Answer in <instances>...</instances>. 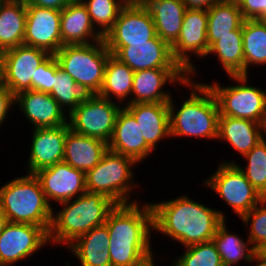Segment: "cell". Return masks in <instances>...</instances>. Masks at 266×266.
<instances>
[{
  "instance_id": "cell-1",
  "label": "cell",
  "mask_w": 266,
  "mask_h": 266,
  "mask_svg": "<svg viewBox=\"0 0 266 266\" xmlns=\"http://www.w3.org/2000/svg\"><path fill=\"white\" fill-rule=\"evenodd\" d=\"M105 225L112 266H146L156 260L151 250L154 231L151 202L116 205Z\"/></svg>"
},
{
  "instance_id": "cell-2",
  "label": "cell",
  "mask_w": 266,
  "mask_h": 266,
  "mask_svg": "<svg viewBox=\"0 0 266 266\" xmlns=\"http://www.w3.org/2000/svg\"><path fill=\"white\" fill-rule=\"evenodd\" d=\"M185 194L168 201L151 202L154 231L183 248L211 241L218 225L226 220L222 210L205 206Z\"/></svg>"
},
{
  "instance_id": "cell-3",
  "label": "cell",
  "mask_w": 266,
  "mask_h": 266,
  "mask_svg": "<svg viewBox=\"0 0 266 266\" xmlns=\"http://www.w3.org/2000/svg\"><path fill=\"white\" fill-rule=\"evenodd\" d=\"M182 86L191 90L188 99L182 101L181 107L174 104L171 97L169 105L170 136L204 138L216 140L218 138L219 106L213 91L205 82H197L192 78Z\"/></svg>"
},
{
  "instance_id": "cell-4",
  "label": "cell",
  "mask_w": 266,
  "mask_h": 266,
  "mask_svg": "<svg viewBox=\"0 0 266 266\" xmlns=\"http://www.w3.org/2000/svg\"><path fill=\"white\" fill-rule=\"evenodd\" d=\"M59 205L62 209L57 212L54 209L52 213L48 240L50 245L68 247L82 234L104 225L117 204L101 193L86 191Z\"/></svg>"
},
{
  "instance_id": "cell-5",
  "label": "cell",
  "mask_w": 266,
  "mask_h": 266,
  "mask_svg": "<svg viewBox=\"0 0 266 266\" xmlns=\"http://www.w3.org/2000/svg\"><path fill=\"white\" fill-rule=\"evenodd\" d=\"M0 210L8 222L40 226L47 233L50 230L53 207L34 174L15 177L0 187Z\"/></svg>"
},
{
  "instance_id": "cell-6",
  "label": "cell",
  "mask_w": 266,
  "mask_h": 266,
  "mask_svg": "<svg viewBox=\"0 0 266 266\" xmlns=\"http://www.w3.org/2000/svg\"><path fill=\"white\" fill-rule=\"evenodd\" d=\"M136 164L132 158L108 149L100 162L85 173L87 191L101 193L117 205L138 202L130 199L132 190L140 185L134 183Z\"/></svg>"
},
{
  "instance_id": "cell-7",
  "label": "cell",
  "mask_w": 266,
  "mask_h": 266,
  "mask_svg": "<svg viewBox=\"0 0 266 266\" xmlns=\"http://www.w3.org/2000/svg\"><path fill=\"white\" fill-rule=\"evenodd\" d=\"M110 54L104 40H101L90 44L64 45L54 55L59 67L77 84L86 85L98 94Z\"/></svg>"
},
{
  "instance_id": "cell-8",
  "label": "cell",
  "mask_w": 266,
  "mask_h": 266,
  "mask_svg": "<svg viewBox=\"0 0 266 266\" xmlns=\"http://www.w3.org/2000/svg\"><path fill=\"white\" fill-rule=\"evenodd\" d=\"M235 85L221 86L206 83L213 91L219 106V116L249 119L266 127V90L248 83V75L229 76Z\"/></svg>"
},
{
  "instance_id": "cell-9",
  "label": "cell",
  "mask_w": 266,
  "mask_h": 266,
  "mask_svg": "<svg viewBox=\"0 0 266 266\" xmlns=\"http://www.w3.org/2000/svg\"><path fill=\"white\" fill-rule=\"evenodd\" d=\"M203 182L202 185L214 190L239 218L264 199L236 164L219 163L216 171Z\"/></svg>"
},
{
  "instance_id": "cell-10",
  "label": "cell",
  "mask_w": 266,
  "mask_h": 266,
  "mask_svg": "<svg viewBox=\"0 0 266 266\" xmlns=\"http://www.w3.org/2000/svg\"><path fill=\"white\" fill-rule=\"evenodd\" d=\"M116 101L95 94L90 100L79 104L68 114L71 131L94 137L109 143L119 111L123 107Z\"/></svg>"
},
{
  "instance_id": "cell-11",
  "label": "cell",
  "mask_w": 266,
  "mask_h": 266,
  "mask_svg": "<svg viewBox=\"0 0 266 266\" xmlns=\"http://www.w3.org/2000/svg\"><path fill=\"white\" fill-rule=\"evenodd\" d=\"M208 14L204 9H186L177 41L171 46L173 58L194 79L197 68L191 56L206 58Z\"/></svg>"
},
{
  "instance_id": "cell-12",
  "label": "cell",
  "mask_w": 266,
  "mask_h": 266,
  "mask_svg": "<svg viewBox=\"0 0 266 266\" xmlns=\"http://www.w3.org/2000/svg\"><path fill=\"white\" fill-rule=\"evenodd\" d=\"M155 36V25L149 10L143 4L129 0L103 40L106 47H124L130 46V43H148Z\"/></svg>"
},
{
  "instance_id": "cell-13",
  "label": "cell",
  "mask_w": 266,
  "mask_h": 266,
  "mask_svg": "<svg viewBox=\"0 0 266 266\" xmlns=\"http://www.w3.org/2000/svg\"><path fill=\"white\" fill-rule=\"evenodd\" d=\"M47 245L48 233L42 227L8 222L0 233V265L15 266Z\"/></svg>"
},
{
  "instance_id": "cell-14",
  "label": "cell",
  "mask_w": 266,
  "mask_h": 266,
  "mask_svg": "<svg viewBox=\"0 0 266 266\" xmlns=\"http://www.w3.org/2000/svg\"><path fill=\"white\" fill-rule=\"evenodd\" d=\"M50 54L45 50L20 45L4 51L3 85L15 96L32 89V77Z\"/></svg>"
},
{
  "instance_id": "cell-15",
  "label": "cell",
  "mask_w": 266,
  "mask_h": 266,
  "mask_svg": "<svg viewBox=\"0 0 266 266\" xmlns=\"http://www.w3.org/2000/svg\"><path fill=\"white\" fill-rule=\"evenodd\" d=\"M109 52L134 72L147 69H183L173 58L171 46L157 35L148 43L107 47Z\"/></svg>"
},
{
  "instance_id": "cell-16",
  "label": "cell",
  "mask_w": 266,
  "mask_h": 266,
  "mask_svg": "<svg viewBox=\"0 0 266 266\" xmlns=\"http://www.w3.org/2000/svg\"><path fill=\"white\" fill-rule=\"evenodd\" d=\"M34 175L39 180L51 207L52 202L60 204L83 195L87 191L85 172L64 161L41 169Z\"/></svg>"
},
{
  "instance_id": "cell-17",
  "label": "cell",
  "mask_w": 266,
  "mask_h": 266,
  "mask_svg": "<svg viewBox=\"0 0 266 266\" xmlns=\"http://www.w3.org/2000/svg\"><path fill=\"white\" fill-rule=\"evenodd\" d=\"M26 15L24 45L36 47L54 55L62 47L61 11L27 5Z\"/></svg>"
},
{
  "instance_id": "cell-18",
  "label": "cell",
  "mask_w": 266,
  "mask_h": 266,
  "mask_svg": "<svg viewBox=\"0 0 266 266\" xmlns=\"http://www.w3.org/2000/svg\"><path fill=\"white\" fill-rule=\"evenodd\" d=\"M189 79L184 69H147L134 72L131 91V104L169 102L171 92L165 91V85H182ZM134 96V97H133Z\"/></svg>"
},
{
  "instance_id": "cell-19",
  "label": "cell",
  "mask_w": 266,
  "mask_h": 266,
  "mask_svg": "<svg viewBox=\"0 0 266 266\" xmlns=\"http://www.w3.org/2000/svg\"><path fill=\"white\" fill-rule=\"evenodd\" d=\"M69 130L68 124L32 130L27 174H34L41 169L63 162L64 143Z\"/></svg>"
},
{
  "instance_id": "cell-20",
  "label": "cell",
  "mask_w": 266,
  "mask_h": 266,
  "mask_svg": "<svg viewBox=\"0 0 266 266\" xmlns=\"http://www.w3.org/2000/svg\"><path fill=\"white\" fill-rule=\"evenodd\" d=\"M16 105L27 121L33 125V129L68 124L67 112L49 93L32 89L23 91L15 96Z\"/></svg>"
},
{
  "instance_id": "cell-21",
  "label": "cell",
  "mask_w": 266,
  "mask_h": 266,
  "mask_svg": "<svg viewBox=\"0 0 266 266\" xmlns=\"http://www.w3.org/2000/svg\"><path fill=\"white\" fill-rule=\"evenodd\" d=\"M108 149L132 158L138 165L154 151L146 142L134 116L123 106L118 113Z\"/></svg>"
},
{
  "instance_id": "cell-22",
  "label": "cell",
  "mask_w": 266,
  "mask_h": 266,
  "mask_svg": "<svg viewBox=\"0 0 266 266\" xmlns=\"http://www.w3.org/2000/svg\"><path fill=\"white\" fill-rule=\"evenodd\" d=\"M124 107L134 116L145 142L153 150L160 141L171 137L168 102L134 103Z\"/></svg>"
},
{
  "instance_id": "cell-23",
  "label": "cell",
  "mask_w": 266,
  "mask_h": 266,
  "mask_svg": "<svg viewBox=\"0 0 266 266\" xmlns=\"http://www.w3.org/2000/svg\"><path fill=\"white\" fill-rule=\"evenodd\" d=\"M60 23L62 46L90 44L103 40L80 0L69 3L61 10Z\"/></svg>"
},
{
  "instance_id": "cell-24",
  "label": "cell",
  "mask_w": 266,
  "mask_h": 266,
  "mask_svg": "<svg viewBox=\"0 0 266 266\" xmlns=\"http://www.w3.org/2000/svg\"><path fill=\"white\" fill-rule=\"evenodd\" d=\"M265 133L264 125L249 119L229 116L218 118L217 140L229 143L241 157L251 151L265 137Z\"/></svg>"
},
{
  "instance_id": "cell-25",
  "label": "cell",
  "mask_w": 266,
  "mask_h": 266,
  "mask_svg": "<svg viewBox=\"0 0 266 266\" xmlns=\"http://www.w3.org/2000/svg\"><path fill=\"white\" fill-rule=\"evenodd\" d=\"M107 150L108 143L105 141L69 130L64 143L63 161L86 173L100 162Z\"/></svg>"
},
{
  "instance_id": "cell-26",
  "label": "cell",
  "mask_w": 266,
  "mask_h": 266,
  "mask_svg": "<svg viewBox=\"0 0 266 266\" xmlns=\"http://www.w3.org/2000/svg\"><path fill=\"white\" fill-rule=\"evenodd\" d=\"M107 226L101 225L82 234L66 249L77 257L80 266H112Z\"/></svg>"
},
{
  "instance_id": "cell-27",
  "label": "cell",
  "mask_w": 266,
  "mask_h": 266,
  "mask_svg": "<svg viewBox=\"0 0 266 266\" xmlns=\"http://www.w3.org/2000/svg\"><path fill=\"white\" fill-rule=\"evenodd\" d=\"M144 6L152 16L156 35L172 46L179 37L185 4L182 0H148Z\"/></svg>"
},
{
  "instance_id": "cell-28",
  "label": "cell",
  "mask_w": 266,
  "mask_h": 266,
  "mask_svg": "<svg viewBox=\"0 0 266 266\" xmlns=\"http://www.w3.org/2000/svg\"><path fill=\"white\" fill-rule=\"evenodd\" d=\"M207 41L210 48L216 36L242 35L244 18L236 0H221L207 10Z\"/></svg>"
},
{
  "instance_id": "cell-29",
  "label": "cell",
  "mask_w": 266,
  "mask_h": 266,
  "mask_svg": "<svg viewBox=\"0 0 266 266\" xmlns=\"http://www.w3.org/2000/svg\"><path fill=\"white\" fill-rule=\"evenodd\" d=\"M133 78L134 71L110 54L105 67L103 84L97 95L111 101L115 98L120 105L123 102H126L124 105L131 104Z\"/></svg>"
},
{
  "instance_id": "cell-30",
  "label": "cell",
  "mask_w": 266,
  "mask_h": 266,
  "mask_svg": "<svg viewBox=\"0 0 266 266\" xmlns=\"http://www.w3.org/2000/svg\"><path fill=\"white\" fill-rule=\"evenodd\" d=\"M213 242L220 254L223 266H237L239 261L251 262L254 255L258 252L250 246L248 238L233 234L227 229L226 220H223L217 227L213 237Z\"/></svg>"
},
{
  "instance_id": "cell-31",
  "label": "cell",
  "mask_w": 266,
  "mask_h": 266,
  "mask_svg": "<svg viewBox=\"0 0 266 266\" xmlns=\"http://www.w3.org/2000/svg\"><path fill=\"white\" fill-rule=\"evenodd\" d=\"M26 5L0 3V50L24 44Z\"/></svg>"
},
{
  "instance_id": "cell-32",
  "label": "cell",
  "mask_w": 266,
  "mask_h": 266,
  "mask_svg": "<svg viewBox=\"0 0 266 266\" xmlns=\"http://www.w3.org/2000/svg\"><path fill=\"white\" fill-rule=\"evenodd\" d=\"M244 52V75L249 67L266 65V22L263 19H248L242 24ZM257 65V66H256Z\"/></svg>"
},
{
  "instance_id": "cell-33",
  "label": "cell",
  "mask_w": 266,
  "mask_h": 266,
  "mask_svg": "<svg viewBox=\"0 0 266 266\" xmlns=\"http://www.w3.org/2000/svg\"><path fill=\"white\" fill-rule=\"evenodd\" d=\"M215 55L228 76L244 75V52L242 35L216 36V42L206 55Z\"/></svg>"
},
{
  "instance_id": "cell-34",
  "label": "cell",
  "mask_w": 266,
  "mask_h": 266,
  "mask_svg": "<svg viewBox=\"0 0 266 266\" xmlns=\"http://www.w3.org/2000/svg\"><path fill=\"white\" fill-rule=\"evenodd\" d=\"M49 94L59 103L65 112L67 110L68 114L79 104L87 102L95 95L86 85L77 84L60 67L55 73L53 87Z\"/></svg>"
},
{
  "instance_id": "cell-35",
  "label": "cell",
  "mask_w": 266,
  "mask_h": 266,
  "mask_svg": "<svg viewBox=\"0 0 266 266\" xmlns=\"http://www.w3.org/2000/svg\"><path fill=\"white\" fill-rule=\"evenodd\" d=\"M243 158L247 161L245 167L234 160H231L232 162L222 160L221 163L236 164L257 192L266 198V133L265 137Z\"/></svg>"
},
{
  "instance_id": "cell-36",
  "label": "cell",
  "mask_w": 266,
  "mask_h": 266,
  "mask_svg": "<svg viewBox=\"0 0 266 266\" xmlns=\"http://www.w3.org/2000/svg\"><path fill=\"white\" fill-rule=\"evenodd\" d=\"M86 7L95 29L104 37L129 0H80Z\"/></svg>"
},
{
  "instance_id": "cell-37",
  "label": "cell",
  "mask_w": 266,
  "mask_h": 266,
  "mask_svg": "<svg viewBox=\"0 0 266 266\" xmlns=\"http://www.w3.org/2000/svg\"><path fill=\"white\" fill-rule=\"evenodd\" d=\"M185 251L171 266H223L213 240L184 247Z\"/></svg>"
},
{
  "instance_id": "cell-38",
  "label": "cell",
  "mask_w": 266,
  "mask_h": 266,
  "mask_svg": "<svg viewBox=\"0 0 266 266\" xmlns=\"http://www.w3.org/2000/svg\"><path fill=\"white\" fill-rule=\"evenodd\" d=\"M240 219L243 225L250 229L247 238L251 246L259 251L266 245V198Z\"/></svg>"
},
{
  "instance_id": "cell-39",
  "label": "cell",
  "mask_w": 266,
  "mask_h": 266,
  "mask_svg": "<svg viewBox=\"0 0 266 266\" xmlns=\"http://www.w3.org/2000/svg\"><path fill=\"white\" fill-rule=\"evenodd\" d=\"M59 69L55 55H50L38 68L32 77V90L49 93L52 90L55 73Z\"/></svg>"
},
{
  "instance_id": "cell-40",
  "label": "cell",
  "mask_w": 266,
  "mask_h": 266,
  "mask_svg": "<svg viewBox=\"0 0 266 266\" xmlns=\"http://www.w3.org/2000/svg\"><path fill=\"white\" fill-rule=\"evenodd\" d=\"M245 20L263 19L266 15V0H236Z\"/></svg>"
},
{
  "instance_id": "cell-41",
  "label": "cell",
  "mask_w": 266,
  "mask_h": 266,
  "mask_svg": "<svg viewBox=\"0 0 266 266\" xmlns=\"http://www.w3.org/2000/svg\"><path fill=\"white\" fill-rule=\"evenodd\" d=\"M15 106V95L4 85L0 86V127L7 118V114L12 109V106Z\"/></svg>"
},
{
  "instance_id": "cell-42",
  "label": "cell",
  "mask_w": 266,
  "mask_h": 266,
  "mask_svg": "<svg viewBox=\"0 0 266 266\" xmlns=\"http://www.w3.org/2000/svg\"><path fill=\"white\" fill-rule=\"evenodd\" d=\"M75 0H29L28 5H35L43 8H50L55 10H62L69 3Z\"/></svg>"
},
{
  "instance_id": "cell-43",
  "label": "cell",
  "mask_w": 266,
  "mask_h": 266,
  "mask_svg": "<svg viewBox=\"0 0 266 266\" xmlns=\"http://www.w3.org/2000/svg\"><path fill=\"white\" fill-rule=\"evenodd\" d=\"M221 0H182L186 9H210L215 3Z\"/></svg>"
},
{
  "instance_id": "cell-44",
  "label": "cell",
  "mask_w": 266,
  "mask_h": 266,
  "mask_svg": "<svg viewBox=\"0 0 266 266\" xmlns=\"http://www.w3.org/2000/svg\"><path fill=\"white\" fill-rule=\"evenodd\" d=\"M250 263H256L255 266H266V258L262 254L257 252Z\"/></svg>"
},
{
  "instance_id": "cell-45",
  "label": "cell",
  "mask_w": 266,
  "mask_h": 266,
  "mask_svg": "<svg viewBox=\"0 0 266 266\" xmlns=\"http://www.w3.org/2000/svg\"><path fill=\"white\" fill-rule=\"evenodd\" d=\"M7 223H8V219L5 217L3 212L0 210V233L4 230Z\"/></svg>"
},
{
  "instance_id": "cell-46",
  "label": "cell",
  "mask_w": 266,
  "mask_h": 266,
  "mask_svg": "<svg viewBox=\"0 0 266 266\" xmlns=\"http://www.w3.org/2000/svg\"><path fill=\"white\" fill-rule=\"evenodd\" d=\"M3 55L4 51L0 50V86L3 85Z\"/></svg>"
},
{
  "instance_id": "cell-47",
  "label": "cell",
  "mask_w": 266,
  "mask_h": 266,
  "mask_svg": "<svg viewBox=\"0 0 266 266\" xmlns=\"http://www.w3.org/2000/svg\"><path fill=\"white\" fill-rule=\"evenodd\" d=\"M258 252L266 258V245H264Z\"/></svg>"
},
{
  "instance_id": "cell-48",
  "label": "cell",
  "mask_w": 266,
  "mask_h": 266,
  "mask_svg": "<svg viewBox=\"0 0 266 266\" xmlns=\"http://www.w3.org/2000/svg\"><path fill=\"white\" fill-rule=\"evenodd\" d=\"M132 1L135 2V3L144 5L148 0H132Z\"/></svg>"
},
{
  "instance_id": "cell-49",
  "label": "cell",
  "mask_w": 266,
  "mask_h": 266,
  "mask_svg": "<svg viewBox=\"0 0 266 266\" xmlns=\"http://www.w3.org/2000/svg\"><path fill=\"white\" fill-rule=\"evenodd\" d=\"M156 264H155V262L154 261H152V262H150L148 265H146V266H155ZM157 266V265H156Z\"/></svg>"
}]
</instances>
